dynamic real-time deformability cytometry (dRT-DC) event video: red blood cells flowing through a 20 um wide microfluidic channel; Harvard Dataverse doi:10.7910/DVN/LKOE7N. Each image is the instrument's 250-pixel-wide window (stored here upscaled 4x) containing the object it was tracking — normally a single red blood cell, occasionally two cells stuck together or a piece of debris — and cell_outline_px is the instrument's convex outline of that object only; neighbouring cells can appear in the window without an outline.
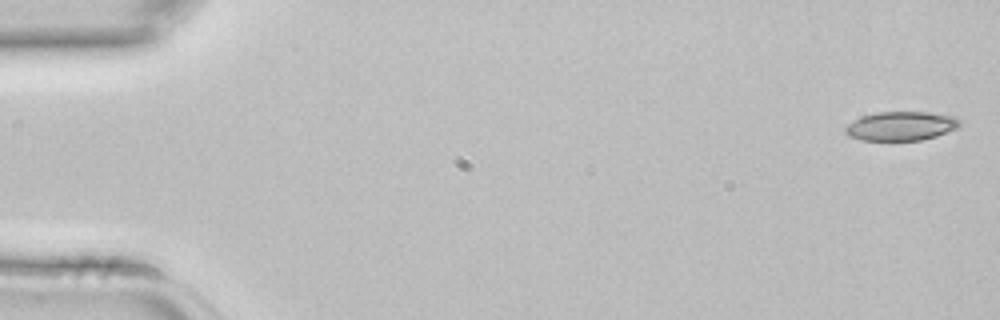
{"species": "common noctule bat (a hibernating species)", "species_latin": "Nyctalus noctula", "temperature_condition": "room temperature", "stored_images_in_passage": 3, "camera_frame_rate_fps": 3000, "um_per_image_px": 0.085, "animal": {"sex": "female", "body_mass_g": 22.7, "forearm_length_mm": 54.2}, "frame": {"image": 1, "passage_image": 1, "time_ms": 0.0, "image_size_px": [1000, 320], "cell_outline_px": [[964, 124], [956, 128], [936, 136], [920, 140], [860, 140], [848, 136], [844, 132], [844, 128], [848, 124], [860, 116], [876, 112], [928, 112], [956, 116]], "centroid_in_image_um": [76.58, 10.7], "position_along_channel_um": 8.4, "area_um2": 19.54}}
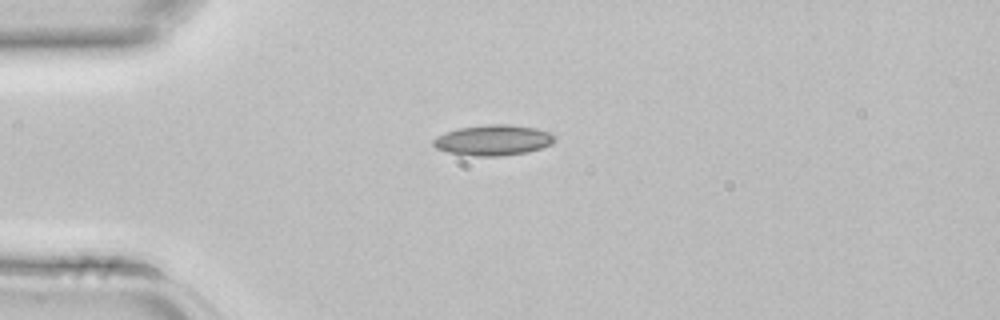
{"frame": {"image": 2, "passage_image": 3, "time_ms": 0.667, "image_size_px": [1000, 320], "cell_outline_px": [[556, 140], [552, 144], [528, 152], [500, 156], [476, 156], [448, 152], [436, 148], [432, 144], [432, 140], [436, 136], [444, 132], [460, 128], [488, 124], [508, 124], [536, 128], [552, 132], [556, 136]], "centroid_in_image_um": [41.94, 11.91], "position_along_channel_um": 43.1, "area_um2": 21.79}}